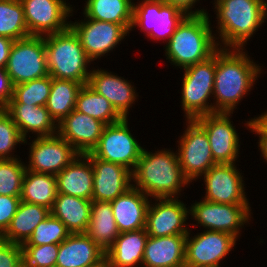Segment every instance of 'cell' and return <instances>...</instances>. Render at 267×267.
Here are the masks:
<instances>
[{"mask_svg":"<svg viewBox=\"0 0 267 267\" xmlns=\"http://www.w3.org/2000/svg\"><path fill=\"white\" fill-rule=\"evenodd\" d=\"M250 130L259 134V147L262 152V157L267 161V119L261 115L258 118L251 119L246 124Z\"/></svg>","mask_w":267,"mask_h":267,"instance_id":"43","label":"cell"},{"mask_svg":"<svg viewBox=\"0 0 267 267\" xmlns=\"http://www.w3.org/2000/svg\"><path fill=\"white\" fill-rule=\"evenodd\" d=\"M70 234L64 223L50 214L35 227L31 237L23 245L60 244Z\"/></svg>","mask_w":267,"mask_h":267,"instance_id":"37","label":"cell"},{"mask_svg":"<svg viewBox=\"0 0 267 267\" xmlns=\"http://www.w3.org/2000/svg\"><path fill=\"white\" fill-rule=\"evenodd\" d=\"M166 1L174 5L177 9L182 11L186 16H199L207 14L204 9L191 11L192 6L198 0H166Z\"/></svg>","mask_w":267,"mask_h":267,"instance_id":"45","label":"cell"},{"mask_svg":"<svg viewBox=\"0 0 267 267\" xmlns=\"http://www.w3.org/2000/svg\"><path fill=\"white\" fill-rule=\"evenodd\" d=\"M127 119L122 118L116 123L106 125L98 144L90 154L95 158L122 165L133 172L143 148L131 135Z\"/></svg>","mask_w":267,"mask_h":267,"instance_id":"8","label":"cell"},{"mask_svg":"<svg viewBox=\"0 0 267 267\" xmlns=\"http://www.w3.org/2000/svg\"><path fill=\"white\" fill-rule=\"evenodd\" d=\"M75 110L89 115L105 125L116 123L122 119L111 103L88 84L83 85L80 89Z\"/></svg>","mask_w":267,"mask_h":267,"instance_id":"34","label":"cell"},{"mask_svg":"<svg viewBox=\"0 0 267 267\" xmlns=\"http://www.w3.org/2000/svg\"><path fill=\"white\" fill-rule=\"evenodd\" d=\"M56 184L57 193L92 200L93 167L90 159L79 154L56 175Z\"/></svg>","mask_w":267,"mask_h":267,"instance_id":"24","label":"cell"},{"mask_svg":"<svg viewBox=\"0 0 267 267\" xmlns=\"http://www.w3.org/2000/svg\"><path fill=\"white\" fill-rule=\"evenodd\" d=\"M204 200L224 204H249L240 172L234 163H218L204 174Z\"/></svg>","mask_w":267,"mask_h":267,"instance_id":"17","label":"cell"},{"mask_svg":"<svg viewBox=\"0 0 267 267\" xmlns=\"http://www.w3.org/2000/svg\"><path fill=\"white\" fill-rule=\"evenodd\" d=\"M51 214L44 206L21 201L1 239L23 245L31 237L35 227Z\"/></svg>","mask_w":267,"mask_h":267,"instance_id":"27","label":"cell"},{"mask_svg":"<svg viewBox=\"0 0 267 267\" xmlns=\"http://www.w3.org/2000/svg\"><path fill=\"white\" fill-rule=\"evenodd\" d=\"M23 263L27 267H55L59 244L22 245Z\"/></svg>","mask_w":267,"mask_h":267,"instance_id":"40","label":"cell"},{"mask_svg":"<svg viewBox=\"0 0 267 267\" xmlns=\"http://www.w3.org/2000/svg\"><path fill=\"white\" fill-rule=\"evenodd\" d=\"M215 4L219 36L231 49H242L267 16L264 0H219Z\"/></svg>","mask_w":267,"mask_h":267,"instance_id":"4","label":"cell"},{"mask_svg":"<svg viewBox=\"0 0 267 267\" xmlns=\"http://www.w3.org/2000/svg\"><path fill=\"white\" fill-rule=\"evenodd\" d=\"M0 36L14 41L30 36L20 0H0Z\"/></svg>","mask_w":267,"mask_h":267,"instance_id":"35","label":"cell"},{"mask_svg":"<svg viewBox=\"0 0 267 267\" xmlns=\"http://www.w3.org/2000/svg\"><path fill=\"white\" fill-rule=\"evenodd\" d=\"M85 155L93 167L92 200L111 202L132 187V172L128 168L95 158L90 153Z\"/></svg>","mask_w":267,"mask_h":267,"instance_id":"19","label":"cell"},{"mask_svg":"<svg viewBox=\"0 0 267 267\" xmlns=\"http://www.w3.org/2000/svg\"><path fill=\"white\" fill-rule=\"evenodd\" d=\"M18 267H27L24 263H22L21 265H19Z\"/></svg>","mask_w":267,"mask_h":267,"instance_id":"48","label":"cell"},{"mask_svg":"<svg viewBox=\"0 0 267 267\" xmlns=\"http://www.w3.org/2000/svg\"><path fill=\"white\" fill-rule=\"evenodd\" d=\"M5 69L14 85L48 76L44 37L15 40Z\"/></svg>","mask_w":267,"mask_h":267,"instance_id":"7","label":"cell"},{"mask_svg":"<svg viewBox=\"0 0 267 267\" xmlns=\"http://www.w3.org/2000/svg\"><path fill=\"white\" fill-rule=\"evenodd\" d=\"M88 267H114L111 259L105 253L101 258H99L96 262L89 265Z\"/></svg>","mask_w":267,"mask_h":267,"instance_id":"47","label":"cell"},{"mask_svg":"<svg viewBox=\"0 0 267 267\" xmlns=\"http://www.w3.org/2000/svg\"><path fill=\"white\" fill-rule=\"evenodd\" d=\"M187 234L148 236L143 255V267H185Z\"/></svg>","mask_w":267,"mask_h":267,"instance_id":"22","label":"cell"},{"mask_svg":"<svg viewBox=\"0 0 267 267\" xmlns=\"http://www.w3.org/2000/svg\"><path fill=\"white\" fill-rule=\"evenodd\" d=\"M187 121L188 126L179 141L177 154L182 172L190 182L217 163L213 159L205 130L195 120Z\"/></svg>","mask_w":267,"mask_h":267,"instance_id":"9","label":"cell"},{"mask_svg":"<svg viewBox=\"0 0 267 267\" xmlns=\"http://www.w3.org/2000/svg\"><path fill=\"white\" fill-rule=\"evenodd\" d=\"M105 251L85 233H71L59 244L55 267H88Z\"/></svg>","mask_w":267,"mask_h":267,"instance_id":"25","label":"cell"},{"mask_svg":"<svg viewBox=\"0 0 267 267\" xmlns=\"http://www.w3.org/2000/svg\"><path fill=\"white\" fill-rule=\"evenodd\" d=\"M106 125L93 117L73 110L57 124V133L79 154L91 153Z\"/></svg>","mask_w":267,"mask_h":267,"instance_id":"20","label":"cell"},{"mask_svg":"<svg viewBox=\"0 0 267 267\" xmlns=\"http://www.w3.org/2000/svg\"><path fill=\"white\" fill-rule=\"evenodd\" d=\"M267 119V112L262 114Z\"/></svg>","mask_w":267,"mask_h":267,"instance_id":"49","label":"cell"},{"mask_svg":"<svg viewBox=\"0 0 267 267\" xmlns=\"http://www.w3.org/2000/svg\"><path fill=\"white\" fill-rule=\"evenodd\" d=\"M70 27L80 38L82 47L91 61L114 49L129 33L120 24L90 18L87 21L70 23Z\"/></svg>","mask_w":267,"mask_h":267,"instance_id":"16","label":"cell"},{"mask_svg":"<svg viewBox=\"0 0 267 267\" xmlns=\"http://www.w3.org/2000/svg\"><path fill=\"white\" fill-rule=\"evenodd\" d=\"M83 84L72 80L52 78L46 108L55 122H60L76 107L77 95Z\"/></svg>","mask_w":267,"mask_h":267,"instance_id":"33","label":"cell"},{"mask_svg":"<svg viewBox=\"0 0 267 267\" xmlns=\"http://www.w3.org/2000/svg\"><path fill=\"white\" fill-rule=\"evenodd\" d=\"M209 22L208 13L186 16L167 41V59L185 68L211 57L219 44L214 40Z\"/></svg>","mask_w":267,"mask_h":267,"instance_id":"3","label":"cell"},{"mask_svg":"<svg viewBox=\"0 0 267 267\" xmlns=\"http://www.w3.org/2000/svg\"><path fill=\"white\" fill-rule=\"evenodd\" d=\"M241 48H218L216 50V70L214 75L213 96L216 104L213 113H233V110L248 91L261 71L247 57Z\"/></svg>","mask_w":267,"mask_h":267,"instance_id":"1","label":"cell"},{"mask_svg":"<svg viewBox=\"0 0 267 267\" xmlns=\"http://www.w3.org/2000/svg\"><path fill=\"white\" fill-rule=\"evenodd\" d=\"M88 85L104 96L122 118H127L128 110L137 97L133 86L127 80L97 69L92 70Z\"/></svg>","mask_w":267,"mask_h":267,"instance_id":"21","label":"cell"},{"mask_svg":"<svg viewBox=\"0 0 267 267\" xmlns=\"http://www.w3.org/2000/svg\"><path fill=\"white\" fill-rule=\"evenodd\" d=\"M47 54V69L52 78L88 84L91 61L82 47L80 38L69 27L65 31L43 36Z\"/></svg>","mask_w":267,"mask_h":267,"instance_id":"5","label":"cell"},{"mask_svg":"<svg viewBox=\"0 0 267 267\" xmlns=\"http://www.w3.org/2000/svg\"><path fill=\"white\" fill-rule=\"evenodd\" d=\"M118 231H135L145 228L148 196L135 187L110 202Z\"/></svg>","mask_w":267,"mask_h":267,"instance_id":"23","label":"cell"},{"mask_svg":"<svg viewBox=\"0 0 267 267\" xmlns=\"http://www.w3.org/2000/svg\"><path fill=\"white\" fill-rule=\"evenodd\" d=\"M23 263L22 245L0 238V267H18Z\"/></svg>","mask_w":267,"mask_h":267,"instance_id":"41","label":"cell"},{"mask_svg":"<svg viewBox=\"0 0 267 267\" xmlns=\"http://www.w3.org/2000/svg\"><path fill=\"white\" fill-rule=\"evenodd\" d=\"M30 147V164L26 169L55 176L79 155L75 148L58 134L37 137Z\"/></svg>","mask_w":267,"mask_h":267,"instance_id":"14","label":"cell"},{"mask_svg":"<svg viewBox=\"0 0 267 267\" xmlns=\"http://www.w3.org/2000/svg\"><path fill=\"white\" fill-rule=\"evenodd\" d=\"M57 195L56 176L26 169L20 199L51 210Z\"/></svg>","mask_w":267,"mask_h":267,"instance_id":"32","label":"cell"},{"mask_svg":"<svg viewBox=\"0 0 267 267\" xmlns=\"http://www.w3.org/2000/svg\"><path fill=\"white\" fill-rule=\"evenodd\" d=\"M133 4L131 0H87L83 14L97 21L120 24L129 32L132 29Z\"/></svg>","mask_w":267,"mask_h":267,"instance_id":"31","label":"cell"},{"mask_svg":"<svg viewBox=\"0 0 267 267\" xmlns=\"http://www.w3.org/2000/svg\"><path fill=\"white\" fill-rule=\"evenodd\" d=\"M189 210L200 226L212 231L229 233L236 238L240 227L249 220V204H222L206 200L195 203Z\"/></svg>","mask_w":267,"mask_h":267,"instance_id":"11","label":"cell"},{"mask_svg":"<svg viewBox=\"0 0 267 267\" xmlns=\"http://www.w3.org/2000/svg\"><path fill=\"white\" fill-rule=\"evenodd\" d=\"M30 36L50 35L70 27L66 17L73 11L64 0H20Z\"/></svg>","mask_w":267,"mask_h":267,"instance_id":"13","label":"cell"},{"mask_svg":"<svg viewBox=\"0 0 267 267\" xmlns=\"http://www.w3.org/2000/svg\"><path fill=\"white\" fill-rule=\"evenodd\" d=\"M13 42L10 38L0 36V68L6 67Z\"/></svg>","mask_w":267,"mask_h":267,"instance_id":"46","label":"cell"},{"mask_svg":"<svg viewBox=\"0 0 267 267\" xmlns=\"http://www.w3.org/2000/svg\"><path fill=\"white\" fill-rule=\"evenodd\" d=\"M20 142L25 143L26 141L10 114L4 108H0V160L14 159L15 157H12L10 152Z\"/></svg>","mask_w":267,"mask_h":267,"instance_id":"39","label":"cell"},{"mask_svg":"<svg viewBox=\"0 0 267 267\" xmlns=\"http://www.w3.org/2000/svg\"><path fill=\"white\" fill-rule=\"evenodd\" d=\"M20 202V196L0 195V236L8 228Z\"/></svg>","mask_w":267,"mask_h":267,"instance_id":"42","label":"cell"},{"mask_svg":"<svg viewBox=\"0 0 267 267\" xmlns=\"http://www.w3.org/2000/svg\"><path fill=\"white\" fill-rule=\"evenodd\" d=\"M186 236L185 267H219V262L235 246L236 237L220 231L204 230Z\"/></svg>","mask_w":267,"mask_h":267,"instance_id":"12","label":"cell"},{"mask_svg":"<svg viewBox=\"0 0 267 267\" xmlns=\"http://www.w3.org/2000/svg\"><path fill=\"white\" fill-rule=\"evenodd\" d=\"M132 180L137 184L133 187L154 198L175 197L185 184L190 183L182 172L178 154L165 149L156 153L143 149L132 172Z\"/></svg>","mask_w":267,"mask_h":267,"instance_id":"2","label":"cell"},{"mask_svg":"<svg viewBox=\"0 0 267 267\" xmlns=\"http://www.w3.org/2000/svg\"><path fill=\"white\" fill-rule=\"evenodd\" d=\"M4 109L10 114L22 137L28 132H37V137H50L57 134V123L50 116L46 106L29 104H7Z\"/></svg>","mask_w":267,"mask_h":267,"instance_id":"26","label":"cell"},{"mask_svg":"<svg viewBox=\"0 0 267 267\" xmlns=\"http://www.w3.org/2000/svg\"><path fill=\"white\" fill-rule=\"evenodd\" d=\"M91 201L71 195L57 193L50 210L71 233H85L90 222Z\"/></svg>","mask_w":267,"mask_h":267,"instance_id":"29","label":"cell"},{"mask_svg":"<svg viewBox=\"0 0 267 267\" xmlns=\"http://www.w3.org/2000/svg\"><path fill=\"white\" fill-rule=\"evenodd\" d=\"M186 15L166 0H144L140 4H133L134 26H139L154 39L164 38L169 41L177 26Z\"/></svg>","mask_w":267,"mask_h":267,"instance_id":"10","label":"cell"},{"mask_svg":"<svg viewBox=\"0 0 267 267\" xmlns=\"http://www.w3.org/2000/svg\"><path fill=\"white\" fill-rule=\"evenodd\" d=\"M182 81V107L187 120L213 113V105L207 104L213 95L216 70V51L207 60L184 68Z\"/></svg>","mask_w":267,"mask_h":267,"instance_id":"6","label":"cell"},{"mask_svg":"<svg viewBox=\"0 0 267 267\" xmlns=\"http://www.w3.org/2000/svg\"><path fill=\"white\" fill-rule=\"evenodd\" d=\"M26 166L21 160H0V195L20 196Z\"/></svg>","mask_w":267,"mask_h":267,"instance_id":"38","label":"cell"},{"mask_svg":"<svg viewBox=\"0 0 267 267\" xmlns=\"http://www.w3.org/2000/svg\"><path fill=\"white\" fill-rule=\"evenodd\" d=\"M147 239L145 228L121 232L105 253L114 267H135L139 263L142 265Z\"/></svg>","mask_w":267,"mask_h":267,"instance_id":"28","label":"cell"},{"mask_svg":"<svg viewBox=\"0 0 267 267\" xmlns=\"http://www.w3.org/2000/svg\"><path fill=\"white\" fill-rule=\"evenodd\" d=\"M119 233L111 203L92 200L90 222L85 234L106 252Z\"/></svg>","mask_w":267,"mask_h":267,"instance_id":"30","label":"cell"},{"mask_svg":"<svg viewBox=\"0 0 267 267\" xmlns=\"http://www.w3.org/2000/svg\"><path fill=\"white\" fill-rule=\"evenodd\" d=\"M51 86L50 75L14 85L13 97L8 104L46 106Z\"/></svg>","mask_w":267,"mask_h":267,"instance_id":"36","label":"cell"},{"mask_svg":"<svg viewBox=\"0 0 267 267\" xmlns=\"http://www.w3.org/2000/svg\"><path fill=\"white\" fill-rule=\"evenodd\" d=\"M159 203H149L146 213L145 229L148 236L163 237L188 234L184 226L189 209L176 197L156 198ZM153 205V207H152Z\"/></svg>","mask_w":267,"mask_h":267,"instance_id":"18","label":"cell"},{"mask_svg":"<svg viewBox=\"0 0 267 267\" xmlns=\"http://www.w3.org/2000/svg\"><path fill=\"white\" fill-rule=\"evenodd\" d=\"M231 113L215 112L194 119L206 132L214 161L234 163L239 152V137L231 124Z\"/></svg>","mask_w":267,"mask_h":267,"instance_id":"15","label":"cell"},{"mask_svg":"<svg viewBox=\"0 0 267 267\" xmlns=\"http://www.w3.org/2000/svg\"><path fill=\"white\" fill-rule=\"evenodd\" d=\"M14 84L5 68H0V108H4L13 97Z\"/></svg>","mask_w":267,"mask_h":267,"instance_id":"44","label":"cell"}]
</instances>
